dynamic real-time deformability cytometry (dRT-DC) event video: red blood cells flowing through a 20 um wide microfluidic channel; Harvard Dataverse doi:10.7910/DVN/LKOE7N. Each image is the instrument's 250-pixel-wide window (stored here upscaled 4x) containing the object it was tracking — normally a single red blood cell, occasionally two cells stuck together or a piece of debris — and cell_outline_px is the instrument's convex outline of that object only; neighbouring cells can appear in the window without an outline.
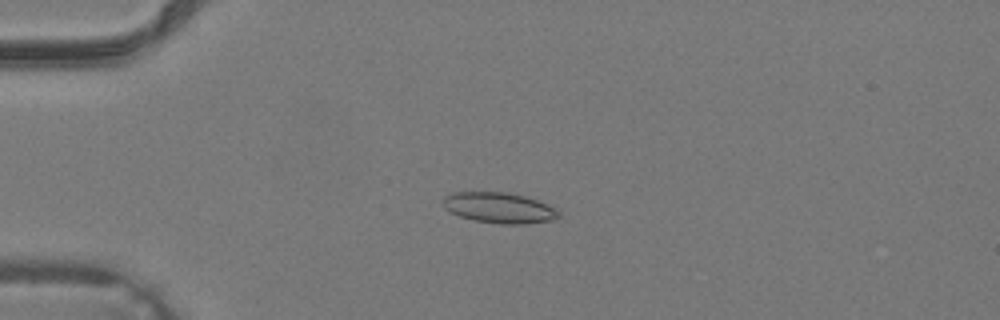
{"species": "common noctule bat (a hibernating species)", "species_latin": "Nyctalus noctula", "temperature_condition": "warm", "stored_images_in_passage": 33, "camera_frame_rate_fps": 3000, "um_per_image_px": 0.085, "animal": {"sex": "male", "body_mass_g": 19.2, "forearm_length_mm": 51.8}, "frame": {"image": 1, "passage_image": 11, "time_ms": 3.333, "image_size_px": [1000, 320], "cell_outline_px": [[560, 216], [552, 220], [524, 224], [500, 224], [472, 220], [460, 216], [444, 208], [444, 196], [452, 192], [508, 192], [524, 196], [536, 200], [556, 208], [560, 212]], "centroid_in_image_um": [42.43, 17.66], "position_along_channel_um": 42.6, "area_um2": 20.63}}
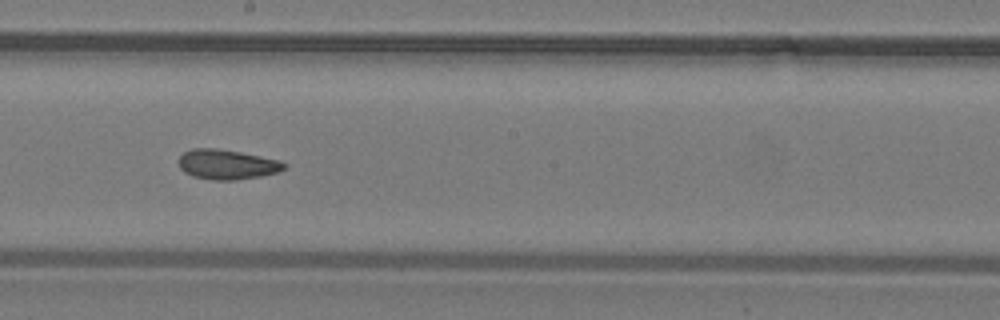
{"frame": {"image": 2, "passage_image": 23, "time_ms": 7.333, "image_size_px": [1000, 320], "cell_outline_px": [[288, 164], [284, 168], [276, 172], [260, 176], [236, 180], [212, 180], [192, 176], [184, 172], [180, 168], [180, 156], [184, 152], [192, 148], [216, 148], [240, 152], [280, 160]], "centroid_in_image_um": [19.28, 13.97], "position_along_channel_um": 228.9, "area_um2": 18.26}}
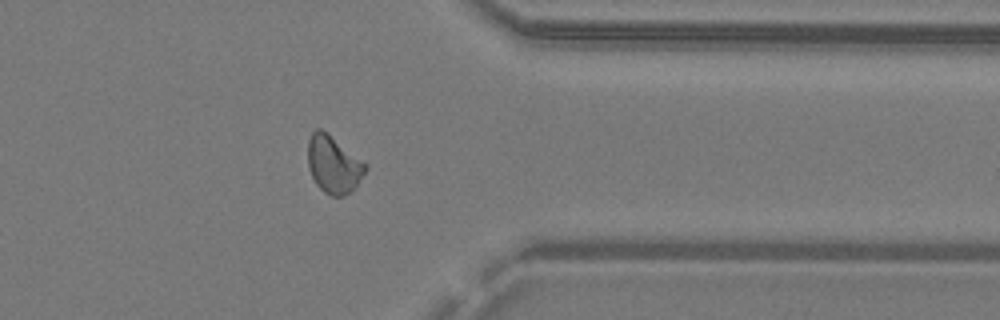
{"frame": {"image": 3, "passage_image": 32, "time_ms": 10.333, "image_size_px": [1000, 320], "cell_outline_px": [[368, 168], [356, 184], [344, 196], [332, 196], [324, 192], [316, 184], [308, 168], [308, 140], [312, 132], [316, 128], [320, 128], [328, 132], [368, 164]], "centroid_in_image_um": [28.34, 13.94], "position_along_channel_um": 383.1, "area_um2": 19.31}}